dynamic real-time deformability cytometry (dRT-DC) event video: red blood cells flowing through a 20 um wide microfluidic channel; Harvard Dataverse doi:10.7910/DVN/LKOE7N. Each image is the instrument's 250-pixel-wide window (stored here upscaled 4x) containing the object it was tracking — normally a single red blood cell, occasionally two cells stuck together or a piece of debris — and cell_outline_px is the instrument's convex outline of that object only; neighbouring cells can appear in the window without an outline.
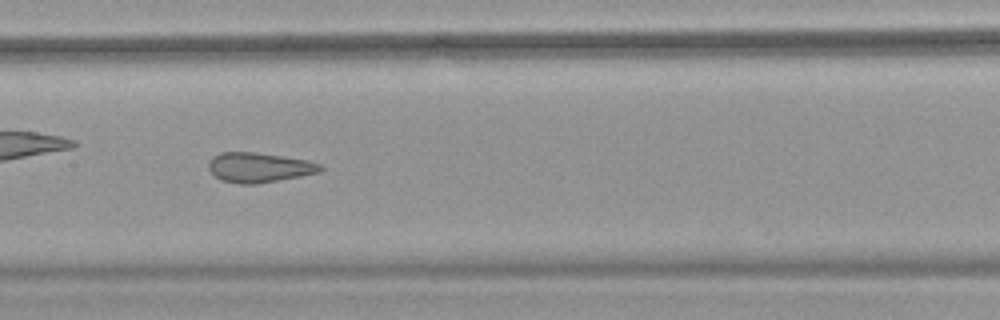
{"species": "common noctule bat (a hibernating species)", "species_latin": "Nyctalus noctula", "temperature_condition": "warm", "stored_images_in_passage": 47, "camera_frame_rate_fps": 3000, "um_per_image_px": 0.085, "animal": {"sex": "female", "body_mass_g": 18.4}, "frame": {"image": 1, "passage_image": 21, "time_ms": 6.667, "image_size_px": [1000, 320], "cell_outline_px": [[324, 168], [320, 172], [300, 176], [256, 184], [240, 184], [220, 180], [208, 168], [208, 164], [212, 156], [220, 152], [256, 152], [308, 160], [320, 164]], "centroid_in_image_um": [22.01, 14.23], "position_along_channel_um": 185.4, "area_um2": 19.42}, "authors_computed_cell_mechanics": {"area_um2": 21.5016, "velocity_mm_per_s": 3.7998, "shape_relaxation_time_tau1_ms": null, "shape_relaxation_time_tau2_ms": 1.1005, "deformation_change_tau1": null, "deformation_change_tau2": 0.0772}}